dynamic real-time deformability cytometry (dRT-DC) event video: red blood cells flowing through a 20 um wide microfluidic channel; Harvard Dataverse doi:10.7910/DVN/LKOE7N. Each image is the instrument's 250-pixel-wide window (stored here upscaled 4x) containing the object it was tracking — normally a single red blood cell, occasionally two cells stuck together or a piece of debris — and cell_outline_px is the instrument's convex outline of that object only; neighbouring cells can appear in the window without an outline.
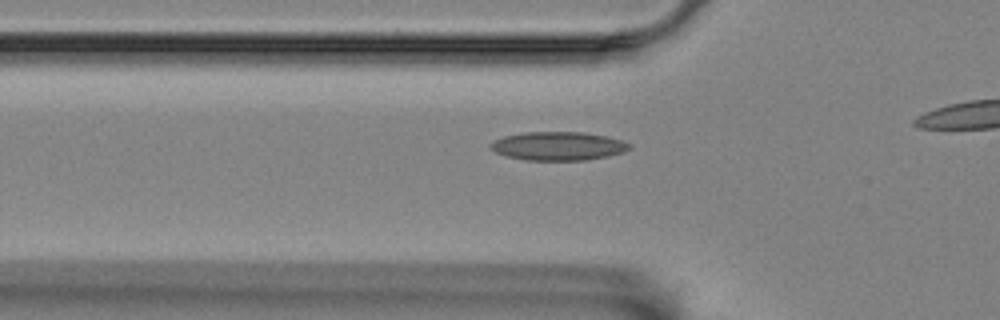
{"species": "Egyptian fruit bat (a non-hibernating species)", "species_latin": "Rousettus aegyptiacus", "temperature_condition": "room temperature", "stored_images_in_passage": 18, "camera_frame_rate_fps": 3000, "um_per_image_px": 0.085, "animal": {"sex": "female"}, "frame": {"image": 1, "passage_image": 5, "time_ms": 1.333, "image_size_px": [1000, 320], "cell_outline_px": [[632, 148], [624, 152], [608, 156], [584, 160], [528, 160], [508, 156], [496, 152], [488, 144], [492, 140], [504, 136], [524, 132], [584, 132], [608, 136], [624, 140], [632, 144]], "centroid_in_image_um": [47.5, 12.4], "position_along_channel_um": 78.3, "area_um2": 23.29}}
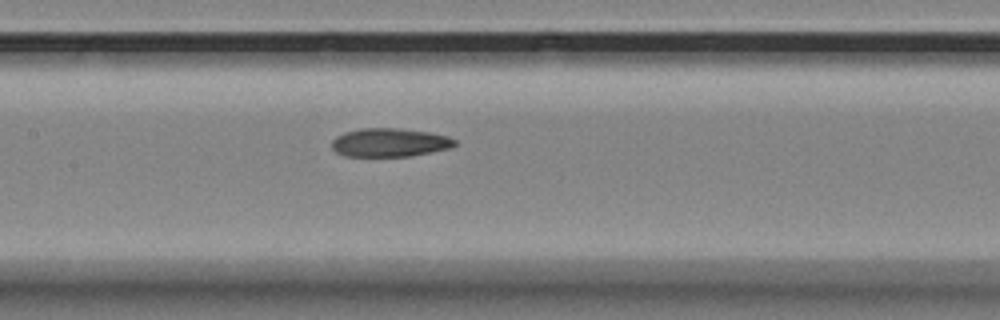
{"frame": {"image": 2, "passage_image": 13, "time_ms": 4.0, "image_size_px": [1000, 320], "cell_outline_px": [[456, 144], [452, 148], [412, 156], [344, 156], [336, 152], [332, 148], [332, 140], [336, 136], [344, 132], [360, 128], [396, 128], [432, 132], [448, 136], [456, 140]], "centroid_in_image_um": [33.14, 12.11], "position_along_channel_um": 174.3, "area_um2": 20.69}}
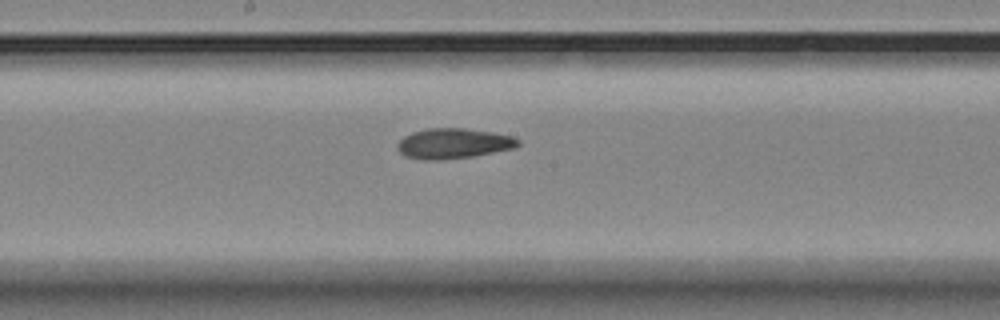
{"frame": {"image": 3, "passage_image": 16, "time_ms": 5.0, "image_size_px": [1000, 320], "cell_outline_px": [[520, 144], [516, 148], [472, 156], [436, 160], [424, 160], [404, 156], [396, 148], [396, 144], [404, 136], [412, 132], [428, 128], [464, 128], [492, 132], [512, 136], [520, 140]], "centroid_in_image_um": [38.53, 12.19], "position_along_channel_um": 209.7, "area_um2": 21.33}}